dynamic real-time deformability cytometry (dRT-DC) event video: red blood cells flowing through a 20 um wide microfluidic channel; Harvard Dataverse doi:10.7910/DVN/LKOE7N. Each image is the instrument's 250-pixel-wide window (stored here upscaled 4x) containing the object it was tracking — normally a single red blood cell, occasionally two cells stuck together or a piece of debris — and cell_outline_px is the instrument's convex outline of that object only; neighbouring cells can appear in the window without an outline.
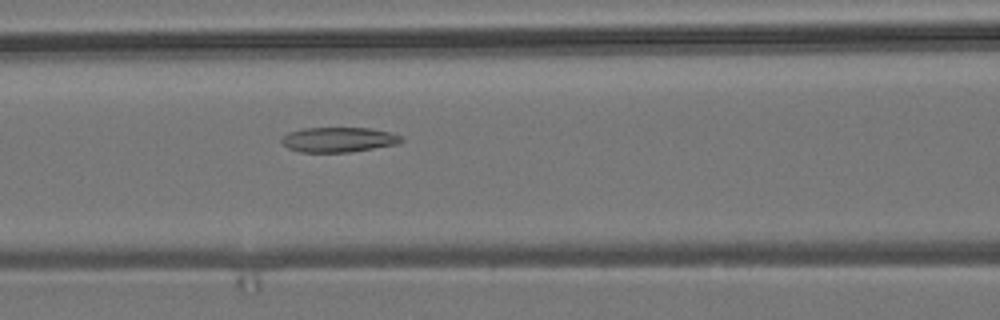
{"species": "common noctule bat (a hibernating species)", "species_latin": "Nyctalus noctula", "temperature_condition": "room temperature", "stored_images_in_passage": 54, "camera_frame_rate_fps": 3000, "um_per_image_px": 0.085, "animal": {"sex": "male", "body_mass_g": 19.2, "forearm_length_mm": 51.8}, "frame": {"image": 1, "passage_image": 23, "time_ms": 7.333, "image_size_px": [1000, 320], "cell_outline_px": [[404, 140], [396, 144], [352, 152], [300, 152], [288, 148], [280, 140], [288, 132], [304, 128], [368, 128], [392, 132], [404, 136]], "centroid_in_image_um": [28.81, 11.87], "position_along_channel_um": 137.8, "area_um2": 17.46}}
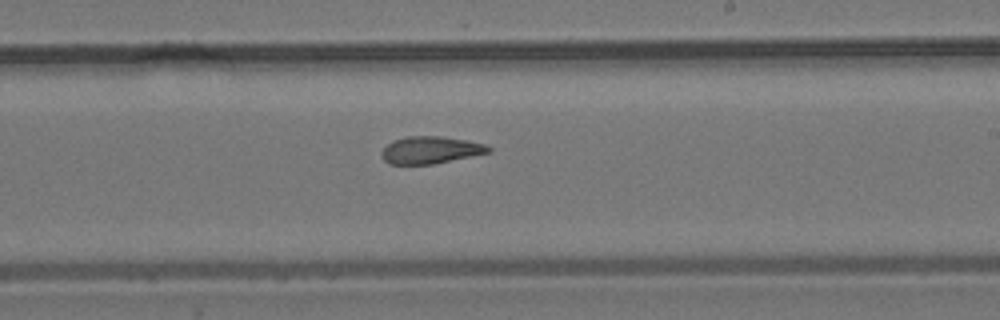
{"frame": {"image": 2, "passage_image": 32, "time_ms": 10.333, "image_size_px": [1000, 320], "cell_outline_px": [[492, 152], [432, 164], [388, 164], [380, 156], [380, 152], [392, 140], [408, 136], [440, 136], [464, 140], [484, 144], [492, 148]], "centroid_in_image_um": [36.56, 12.75], "position_along_channel_um": 252.4, "area_um2": 16.94}}
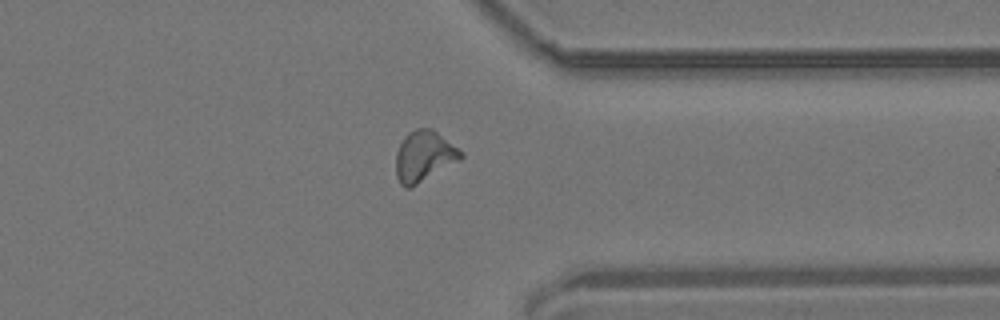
{"frame": {"image": 3, "passage_image": 42, "time_ms": 13.667, "image_size_px": [1000, 320], "cell_outline_px": [[464, 156], [460, 160], [416, 184], [408, 188], [404, 188], [400, 184], [396, 176], [396, 152], [404, 136], [408, 132], [416, 128], [432, 128], [464, 152]], "centroid_in_image_um": [36.04, 13.25], "position_along_channel_um": 375.4, "area_um2": 19.13}, "authors_computed_cell_mechanics": {"area_um2": 18.1781, "velocity_mm_per_s": 3.8262, "shape_relaxation_time_tau1_ms": null, "shape_relaxation_time_tau2_ms": 3.2391, "deformation_change_tau1": null, "deformation_change_tau2": 0.1099}}